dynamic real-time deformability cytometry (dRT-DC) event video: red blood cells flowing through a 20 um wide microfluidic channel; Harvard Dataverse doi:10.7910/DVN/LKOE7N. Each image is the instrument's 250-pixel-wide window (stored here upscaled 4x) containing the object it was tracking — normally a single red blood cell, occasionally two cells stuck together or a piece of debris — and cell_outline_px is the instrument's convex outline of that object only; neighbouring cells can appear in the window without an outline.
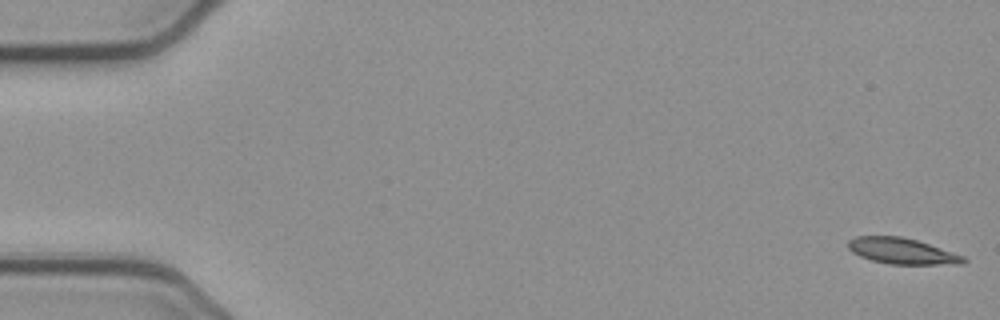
{"species": "common noctule bat (a hibernating species)", "species_latin": "Nyctalus noctula", "temperature_condition": "cold", "stored_images_in_passage": 52, "camera_frame_rate_fps": 3000, "um_per_image_px": 0.085, "animal": {"sex": "female", "body_mass_g": 21.9}, "frame": {"image": 1, "passage_image": 1, "time_ms": 0.0, "image_size_px": [1000, 320], "cell_outline_px": [[968, 260], [964, 264], [888, 264], [872, 260], [860, 256], [852, 252], [848, 248], [848, 240], [856, 236], [900, 236], [916, 240], [964, 256]], "centroid_in_image_um": [76.66, 21.34], "position_along_channel_um": 8.3, "area_um2": 17.34}}
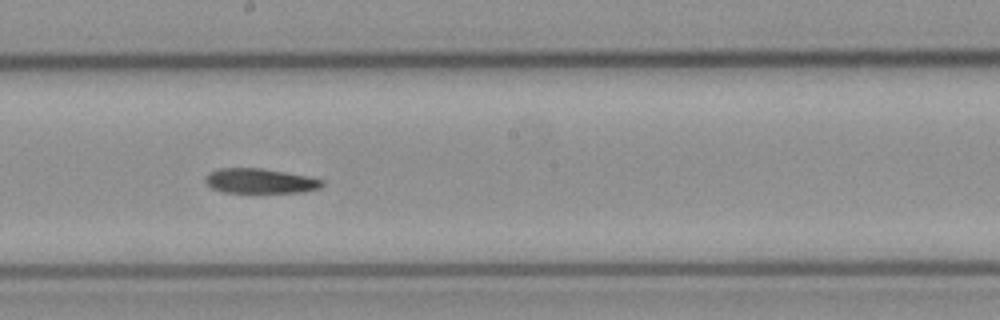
{"frame": {"image": 2, "passage_image": 29, "time_ms": 9.333, "image_size_px": [1000, 320], "cell_outline_px": [[324, 184], [320, 188], [304, 192], [224, 192], [212, 188], [204, 180], [204, 176], [208, 172], [220, 168], [260, 168], [308, 176], [324, 180]], "centroid_in_image_um": [22.1, 15.38], "position_along_channel_um": 226.1, "area_um2": 16.88}}
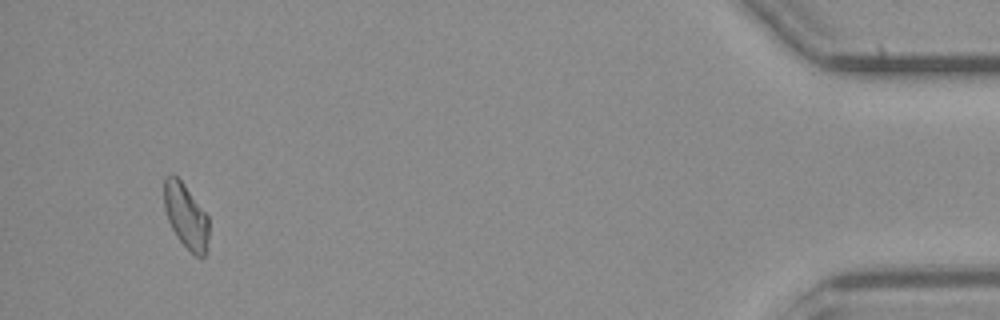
{"frame": {"image": 3, "passage_image": 50, "time_ms": 16.333, "image_size_px": [1000, 320], "cell_outline_px": [[208, 248], [204, 256], [200, 260], [176, 236], [168, 220], [164, 208], [164, 176], [172, 172], [184, 184], [208, 216]], "centroid_in_image_um": [15.8, 18.35], "position_along_channel_um": 419.4, "area_um2": 16.94}}